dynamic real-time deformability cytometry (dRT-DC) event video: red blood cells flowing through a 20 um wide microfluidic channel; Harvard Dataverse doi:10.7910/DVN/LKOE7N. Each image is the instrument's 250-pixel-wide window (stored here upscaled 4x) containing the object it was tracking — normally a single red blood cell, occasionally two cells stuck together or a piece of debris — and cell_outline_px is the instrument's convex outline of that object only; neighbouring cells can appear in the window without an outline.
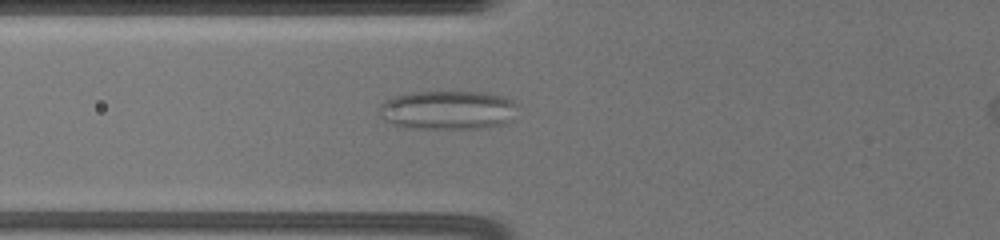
{"species": "common noctule bat (a hibernating species)", "species_latin": "Nyctalus noctula", "temperature_condition": "warm", "stored_images_in_passage": 31, "camera_frame_rate_fps": 3000, "um_per_image_px": 0.085, "animal": {"sex": "female", "body_mass_g": 19.5, "forearm_length_mm": 54.1}, "frame": {"image": 1, "passage_image": 6, "time_ms": 2.333, "image_size_px": [1000, 240], "cell_outline_px": [[516, 104], [512, 120], [504, 124], [480, 128], [408, 128], [392, 124], [384, 120], [380, 116], [380, 108], [384, 100], [396, 96], [412, 92], [484, 92], [504, 96], [512, 100]], "centroid_in_image_um": [38.06, 9.35], "position_along_channel_um": 87.7, "area_um2": 31.33}}
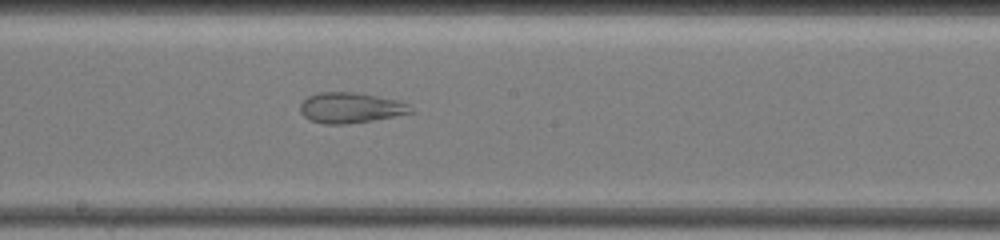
{"frame": {"image": 2, "passage_image": 12, "time_ms": 6.0, "image_size_px": [1000, 240], "cell_outline_px": [[416, 112], [372, 120], [344, 124], [324, 124], [312, 120], [304, 116], [300, 112], [300, 104], [308, 96], [320, 92], [356, 92], [396, 100], [408, 104]], "centroid_in_image_um": [29.79, 9.16], "position_along_channel_um": 218.4, "area_um2": 19.48}}
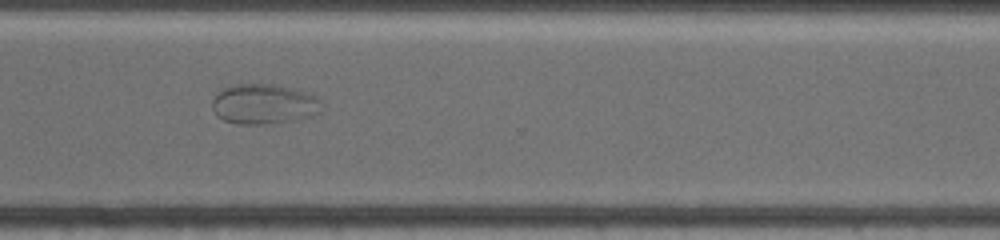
{"frame": {"image": 3, "passage_image": 22, "time_ms": 9.667, "image_size_px": [1000, 240], "cell_outline_px": [[320, 112], [296, 120], [272, 124], [236, 124], [224, 120], [216, 116], [212, 108], [212, 100], [224, 88], [232, 84], [272, 84], [288, 88], [312, 96], [316, 100]], "centroid_in_image_um": [22.31, 8.87], "position_along_channel_um": 348.3, "area_um2": 24.97}}